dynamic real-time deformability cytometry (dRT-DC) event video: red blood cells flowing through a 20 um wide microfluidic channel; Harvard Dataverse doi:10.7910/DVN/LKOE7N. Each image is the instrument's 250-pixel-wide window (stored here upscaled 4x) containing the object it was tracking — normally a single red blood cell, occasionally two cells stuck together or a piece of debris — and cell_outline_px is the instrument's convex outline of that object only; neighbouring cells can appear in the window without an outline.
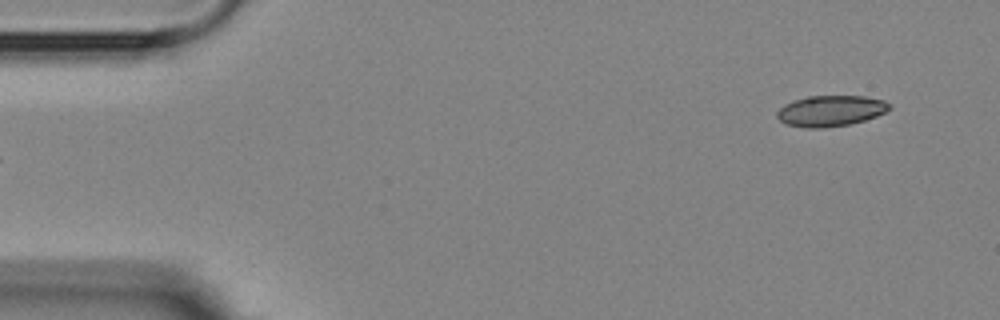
{"species": "Egyptian fruit bat (a non-hibernating species)", "species_latin": "Rousettus aegyptiacus", "temperature_condition": "room temperature", "stored_images_in_passage": 5, "camera_frame_rate_fps": 3000, "um_per_image_px": 0.085, "animal": {"sex": "female"}, "frame": {"image": 1, "passage_image": 5, "time_ms": 5.667, "image_size_px": [1000, 320], "cell_outline_px": [[892, 108], [876, 116], [864, 120], [848, 124], [820, 128], [808, 128], [788, 124], [780, 120], [776, 116], [776, 112], [784, 104], [792, 100], [808, 96], [864, 96], [884, 100]], "centroid_in_image_um": [70.58, 9.41], "position_along_channel_um": 14.4, "area_um2": 20.06}}